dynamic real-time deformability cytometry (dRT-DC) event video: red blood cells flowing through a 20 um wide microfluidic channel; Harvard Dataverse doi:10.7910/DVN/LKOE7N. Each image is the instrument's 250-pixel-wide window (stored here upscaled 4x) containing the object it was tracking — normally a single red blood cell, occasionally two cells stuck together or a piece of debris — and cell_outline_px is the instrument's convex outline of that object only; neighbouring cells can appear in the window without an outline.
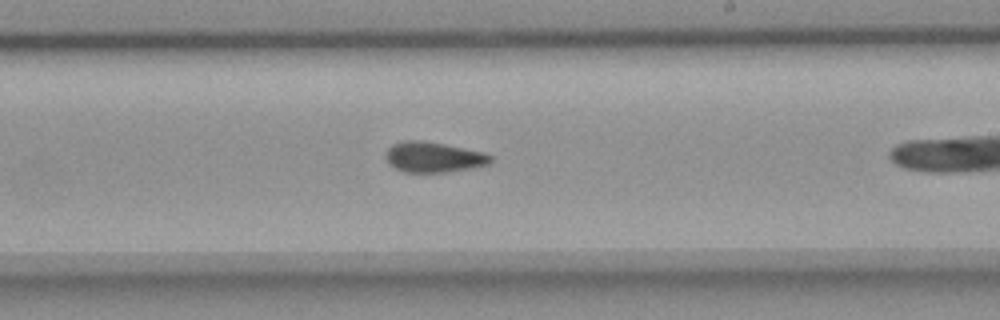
{"species": "common noctule bat (a hibernating species)", "species_latin": "Nyctalus noctula", "temperature_condition": "room temperature", "stored_images_in_passage": 26, "camera_frame_rate_fps": 3000, "um_per_image_px": 0.085, "animal": {"sex": "female", "body_mass_g": 18.4}, "frame": {"image": 1, "passage_image": 15, "time_ms": 4.667, "image_size_px": [1000, 320], "cell_outline_px": [[492, 160], [488, 164], [468, 168], [444, 172], [404, 172], [388, 164], [384, 156], [388, 148], [392, 144], [404, 140], [424, 140], [484, 152], [492, 156]], "centroid_in_image_um": [36.8, 13.34], "position_along_channel_um": 252.2, "area_um2": 18.55}}
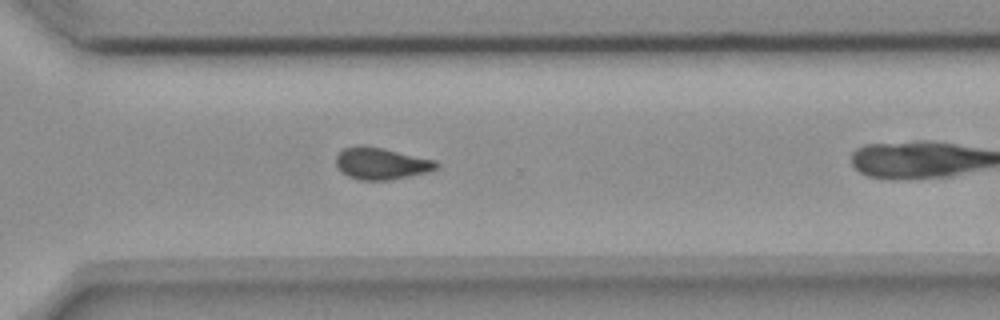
{"frame": {"image": 2, "passage_image": 22, "time_ms": 7.0, "image_size_px": [1000, 320], "cell_outline_px": [[440, 164], [436, 168], [428, 172], [388, 180], [360, 180], [348, 176], [340, 172], [336, 164], [336, 156], [344, 148], [360, 144], [364, 144], [384, 148], [436, 160]], "centroid_in_image_um": [32.39, 13.88], "position_along_channel_um": 338.2, "area_um2": 18.79}}